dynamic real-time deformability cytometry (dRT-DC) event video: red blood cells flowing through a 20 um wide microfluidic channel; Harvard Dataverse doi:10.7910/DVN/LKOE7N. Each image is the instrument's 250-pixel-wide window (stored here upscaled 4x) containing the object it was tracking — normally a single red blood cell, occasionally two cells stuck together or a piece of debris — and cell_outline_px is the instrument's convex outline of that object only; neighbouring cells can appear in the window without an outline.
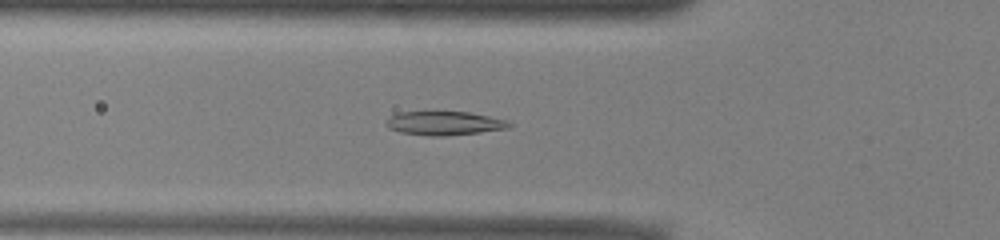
{"species": "common noctule bat (a hibernating species)", "species_latin": "Nyctalus noctula", "temperature_condition": "warm", "stored_images_in_passage": 52, "camera_frame_rate_fps": 3000, "um_per_image_px": 0.085, "animal": {"sex": "male", "body_mass_g": 13.0, "forearm_length_mm": 53.1}, "frame": {"image": 1, "passage_image": 18, "time_ms": 5.667, "image_size_px": [1000, 240], "cell_outline_px": [[512, 124], [508, 128], [480, 132], [444, 136], [428, 136], [400, 132], [388, 128], [384, 124], [388, 116], [400, 112], [468, 112], [508, 120]], "centroid_in_image_um": [37.72, 10.48], "position_along_channel_um": 88.1, "area_um2": 17.11}}
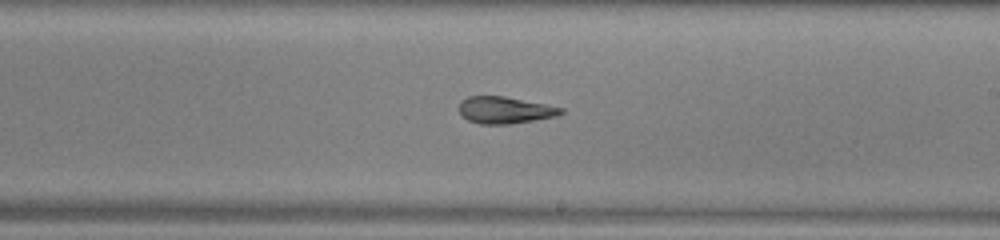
{"frame": {"image": 2, "passage_image": 30, "time_ms": 9.667, "image_size_px": [1000, 240], "cell_outline_px": [[564, 112], [556, 116], [508, 124], [480, 124], [468, 120], [460, 112], [460, 100], [468, 96], [504, 96], [564, 108]], "centroid_in_image_um": [42.9, 9.35], "position_along_channel_um": 246.1, "area_um2": 15.72}}
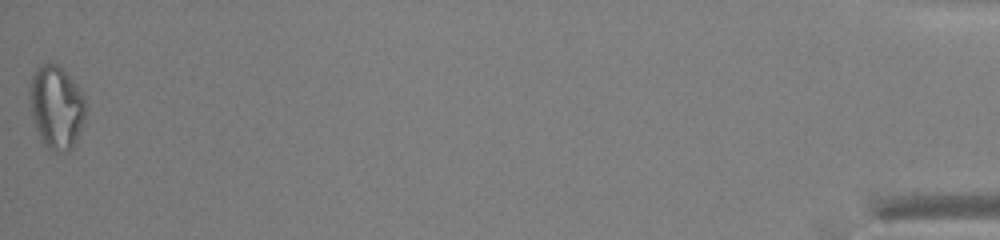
{"frame": {"image": 3, "passage_image": 52, "time_ms": 17.0, "image_size_px": [1000, 240], "cell_outline_px": [[88, 108], [80, 132], [72, 148], [64, 152], [56, 152], [48, 148], [40, 140], [32, 116], [28, 96], [28, 92], [32, 76], [36, 68], [40, 64], [56, 64], [68, 72], [84, 96]], "centroid_in_image_um": [4.8, 9.1], "position_along_channel_um": 430.4, "area_um2": 27.57}, "authors_computed_cell_mechanics": {"area_um2": 18.6116, "velocity_mm_per_s": 3.9529, "shape_relaxation_time_tau1_ms": 8.1396, "shape_relaxation_time_tau2_ms": 2.9169, "deformation_change_tau1": 0.2172, "deformation_change_tau2": 0.0884}}